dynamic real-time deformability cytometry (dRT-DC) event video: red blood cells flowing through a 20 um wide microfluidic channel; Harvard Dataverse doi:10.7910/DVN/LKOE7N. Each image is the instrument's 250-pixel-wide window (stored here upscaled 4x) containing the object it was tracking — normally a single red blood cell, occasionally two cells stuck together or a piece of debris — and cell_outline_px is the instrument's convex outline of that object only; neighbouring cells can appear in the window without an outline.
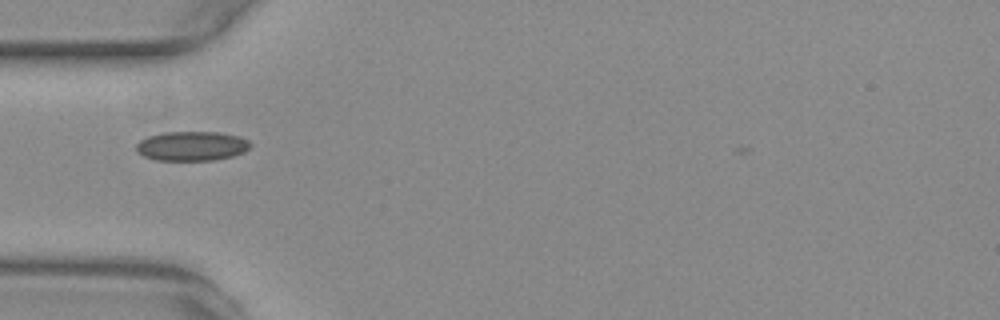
{"species": "common noctule bat (a hibernating species)", "species_latin": "Nyctalus noctula", "temperature_condition": "warm", "stored_images_in_passage": 39, "camera_frame_rate_fps": 3000, "um_per_image_px": 0.085, "animal": {"sex": "female", "body_mass_g": 29.2, "forearm_length_mm": 56.3}, "frame": {"image": 1, "passage_image": 1, "time_ms": 0.0, "image_size_px": [1000, 320], "cell_outline_px": [[252, 144], [244, 152], [232, 156], [212, 160], [156, 160], [144, 156], [136, 152], [136, 144], [140, 140], [148, 136], [164, 132], [220, 132], [240, 136], [248, 140]], "centroid_in_image_um": [16.29, 12.4], "position_along_channel_um": 68.7, "area_um2": 19.65}}
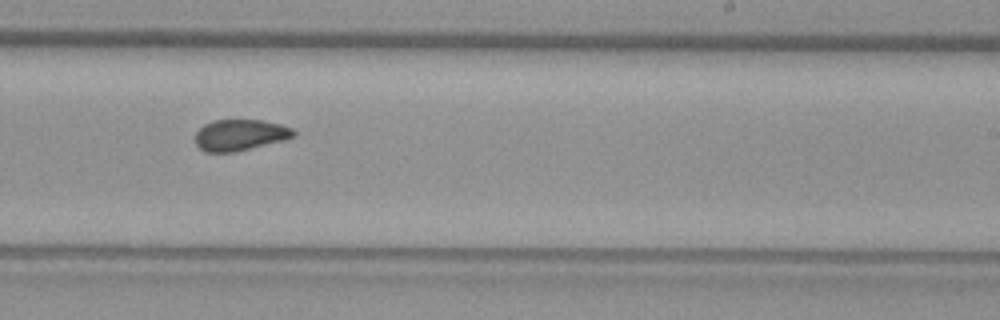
{"frame": {"image": 2, "passage_image": 17, "time_ms": 5.333, "image_size_px": [1000, 320], "cell_outline_px": [[296, 136], [284, 140], [232, 152], [204, 152], [196, 144], [196, 132], [204, 124], [212, 120], [260, 120], [280, 124], [292, 128], [296, 132]], "centroid_in_image_um": [20.4, 11.47], "position_along_channel_um": 268.6, "area_um2": 17.74}}
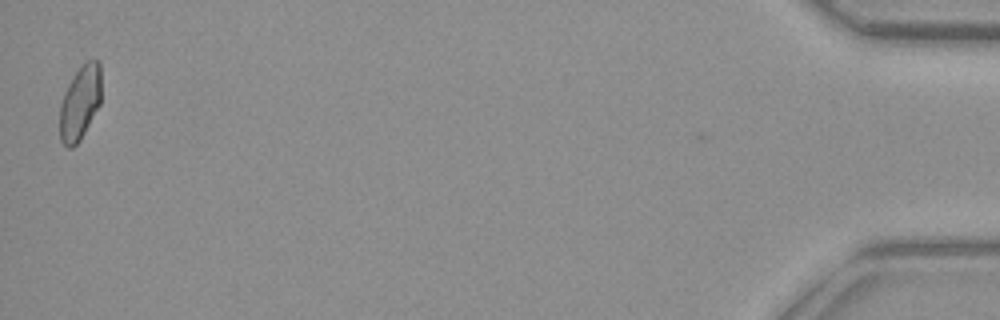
{"frame": {"image": 3, "passage_image": 38, "time_ms": 12.333, "image_size_px": [1000, 320], "cell_outline_px": [[100, 104], [80, 140], [72, 148], [68, 148], [60, 140], [60, 104], [64, 92], [72, 76], [88, 60], [100, 60]], "centroid_in_image_um": [6.79, 8.74], "position_along_channel_um": 428.4, "area_um2": 17.8}, "authors_computed_cell_mechanics": {"area_um2": 18.2648, "velocity_mm_per_s": 3.7415, "shape_relaxation_time_tau1_ms": null, "shape_relaxation_time_tau2_ms": 1.8006, "deformation_change_tau1": null, "deformation_change_tau2": 0.0554}}